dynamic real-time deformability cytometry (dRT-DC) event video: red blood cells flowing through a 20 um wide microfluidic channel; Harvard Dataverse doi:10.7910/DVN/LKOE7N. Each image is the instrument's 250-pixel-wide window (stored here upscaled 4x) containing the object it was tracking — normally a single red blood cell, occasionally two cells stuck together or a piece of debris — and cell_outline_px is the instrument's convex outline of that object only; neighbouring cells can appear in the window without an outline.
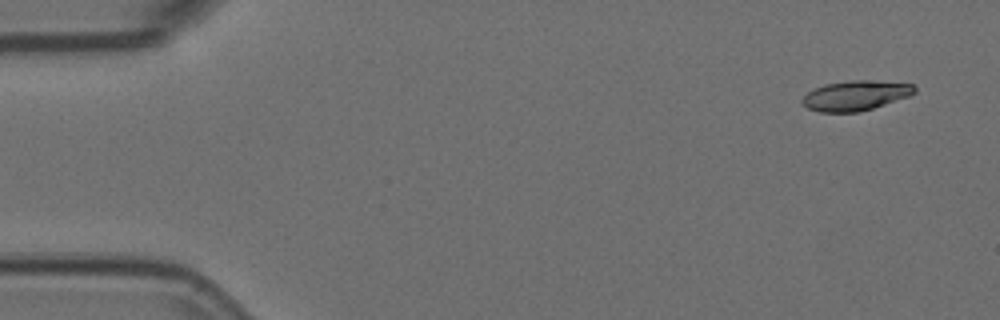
{"species": "Egyptian fruit bat (a non-hibernating species)", "species_latin": "Rousettus aegyptiacus", "temperature_condition": "room temperature", "stored_images_in_passage": 3, "camera_frame_rate_fps": 3000, "um_per_image_px": 0.085, "animal": {"sex": "female"}, "frame": {"image": 1, "passage_image": 3, "time_ms": 0.667, "image_size_px": [1000, 320], "cell_outline_px": [[916, 92], [908, 96], [872, 108], [856, 112], [820, 112], [808, 108], [800, 100], [808, 92], [824, 84], [852, 80], [876, 80], [912, 84], [916, 88]], "centroid_in_image_um": [72.72, 8.11], "position_along_channel_um": 12.3, "area_um2": 19.36}}